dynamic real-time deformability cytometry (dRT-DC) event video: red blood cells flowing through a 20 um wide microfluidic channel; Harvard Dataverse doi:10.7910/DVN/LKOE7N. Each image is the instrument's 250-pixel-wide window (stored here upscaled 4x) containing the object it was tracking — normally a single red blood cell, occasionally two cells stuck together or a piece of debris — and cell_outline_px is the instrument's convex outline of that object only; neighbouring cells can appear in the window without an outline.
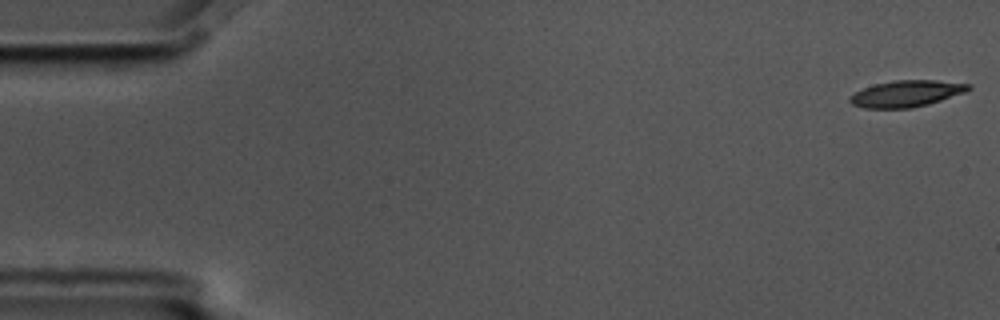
{"species": "common noctule bat (a hibernating species)", "species_latin": "Nyctalus noctula", "temperature_condition": "cold", "stored_images_in_passage": 11, "camera_frame_rate_fps": 3000, "um_per_image_px": 0.085, "animal": {"sex": "male", "body_mass_g": 17.5, "forearm_length_mm": 52.3}, "frame": {"image": 1, "passage_image": 1, "time_ms": 0.0, "image_size_px": [1000, 320], "cell_outline_px": [[972, 88], [964, 92], [928, 104], [912, 108], [864, 108], [852, 104], [848, 100], [848, 96], [864, 88], [876, 84], [896, 80], [936, 80], [972, 84]], "centroid_in_image_um": [77.03, 7.96], "position_along_channel_um": 8.0, "area_um2": 18.15}}
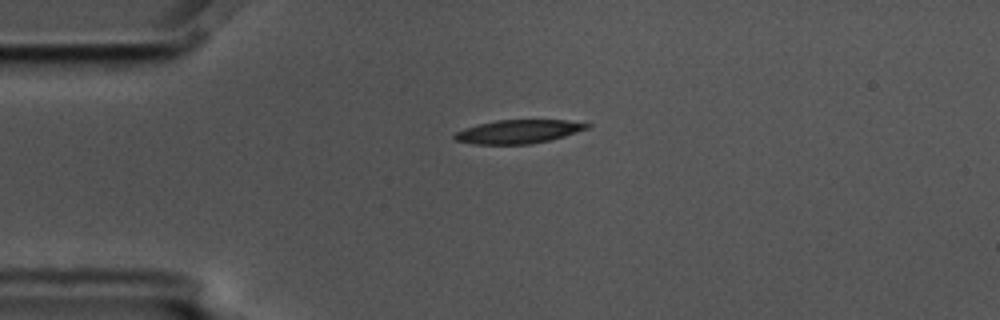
{"frame": {"image": 2, "passage_image": 4, "time_ms": 1.0, "image_size_px": [1000, 320], "cell_outline_px": [[592, 124], [588, 128], [564, 136], [548, 140], [528, 144], [476, 144], [456, 140], [452, 136], [456, 132], [464, 128], [496, 120], [568, 120]], "centroid_in_image_um": [44.06, 11.18], "position_along_channel_um": 40.9, "area_um2": 17.98}}
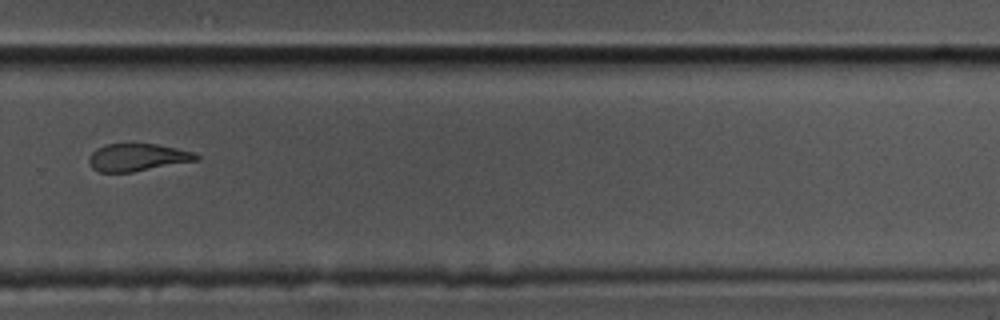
{"frame": {"image": 3, "passage_image": 11, "time_ms": 3.333, "image_size_px": [1000, 320], "cell_outline_px": [[200, 160], [132, 172], [100, 172], [92, 168], [88, 164], [88, 156], [96, 148], [104, 144], [156, 144], [176, 148], [192, 152], [200, 156]], "centroid_in_image_um": [11.65, 13.38], "position_along_channel_um": 318.1, "area_um2": 17.28}}